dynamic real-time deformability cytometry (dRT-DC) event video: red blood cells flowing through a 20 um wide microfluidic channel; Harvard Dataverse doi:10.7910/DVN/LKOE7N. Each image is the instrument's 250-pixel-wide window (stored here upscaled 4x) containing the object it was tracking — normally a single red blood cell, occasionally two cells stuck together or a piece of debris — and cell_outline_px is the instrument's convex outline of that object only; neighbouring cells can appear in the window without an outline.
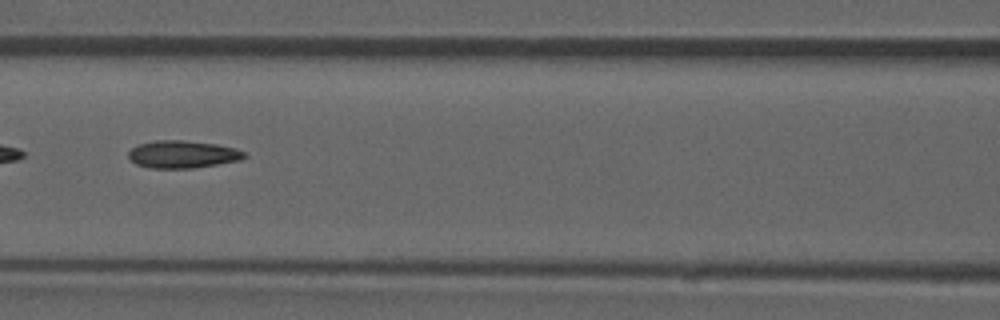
{"species": "common noctule bat (a hibernating species)", "species_latin": "Nyctalus noctula", "temperature_condition": "room temperature", "stored_images_in_passage": 52, "camera_frame_rate_fps": 3000, "um_per_image_px": 0.085, "animal": {"sex": "male", "forearm_length_mm": 52.5}, "frame": {"image": 1, "passage_image": 23, "time_ms": 7.333, "image_size_px": [1000, 320], "cell_outline_px": [[248, 156], [240, 160], [192, 168], [152, 168], [136, 164], [128, 156], [128, 152], [136, 144], [156, 140], [184, 140], [216, 144], [236, 148], [248, 152]], "centroid_in_image_um": [15.55, 13.1], "position_along_channel_um": 151.1, "area_um2": 18.67}, "authors_computed_cell_mechanics": {"area_um2": 18.207, "velocity_mm_per_s": 3.8876, "shape_relaxation_time_tau1_ms": null, "shape_relaxation_time_tau2_ms": 7.8654, "deformation_change_tau1": null, "deformation_change_tau2": 0.1967}}